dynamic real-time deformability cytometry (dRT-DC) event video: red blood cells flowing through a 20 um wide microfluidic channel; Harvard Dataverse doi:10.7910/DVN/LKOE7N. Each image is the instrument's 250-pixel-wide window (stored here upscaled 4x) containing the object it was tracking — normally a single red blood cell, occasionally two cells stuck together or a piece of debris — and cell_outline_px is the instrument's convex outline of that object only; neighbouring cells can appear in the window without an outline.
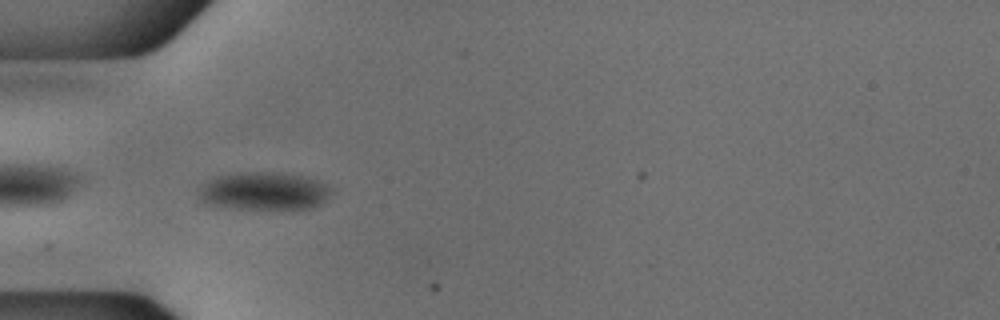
{"species": "common noctule bat (a hibernating species)", "species_latin": "Nyctalus noctula", "temperature_condition": "cold", "stored_images_in_passage": 39, "camera_frame_rate_fps": 3000, "um_per_image_px": 0.085, "animal": {"sex": "male", "body_mass_g": 18.8}, "frame": {"image": 1, "passage_image": 2, "time_ms": 0.333, "image_size_px": [1000, 320], "cell_outline_px": [[332, 192], [320, 204], [312, 208], [232, 208], [204, 204], [200, 200], [200, 188], [208, 180], [216, 176], [236, 172], [284, 172], [316, 180], [332, 188]], "centroid_in_image_um": [22.41, 16.23], "position_along_channel_um": 62.6, "area_um2": 29.13}}
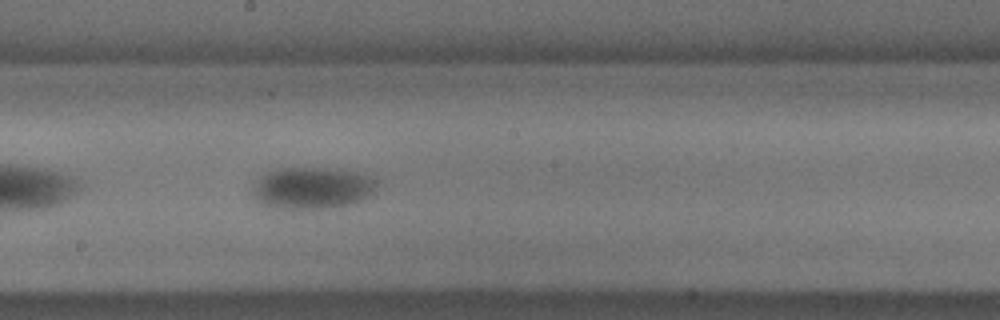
{"frame": {"image": 2, "passage_image": 15, "time_ms": 4.667, "image_size_px": [1000, 320], "cell_outline_px": [[376, 188], [372, 192], [348, 204], [328, 208], [276, 208], [264, 204], [252, 192], [256, 184], [264, 172], [280, 168], [324, 168], [356, 172], [372, 180], [376, 184]], "centroid_in_image_um": [26.47, 15.97], "position_along_channel_um": 221.7, "area_um2": 29.07}}
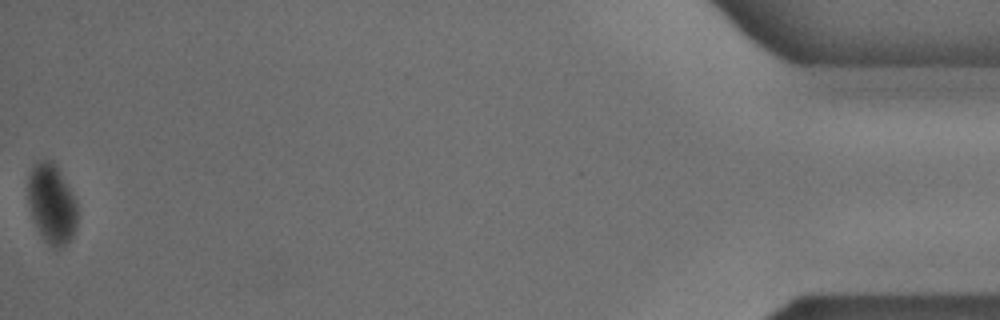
{"frame": {"image": 3, "passage_image": 39, "time_ms": 12.667, "image_size_px": [1000, 320], "cell_outline_px": [[76, 224], [72, 236], [60, 248], [52, 248], [44, 240], [32, 216], [28, 200], [28, 176], [32, 168], [40, 160], [52, 160], [56, 164], [76, 204]], "centroid_in_image_um": [4.37, 17.32], "position_along_channel_um": 430.8, "area_um2": 22.25}, "authors_computed_cell_mechanics": {"area_um2": 29.0156, "velocity_mm_per_s": 3.7424, "shape_relaxation_time_tau1_ms": 6.5664, "shape_relaxation_time_tau2_ms": null, "deformation_change_tau1": 0.1037, "deformation_change_tau2": null}}